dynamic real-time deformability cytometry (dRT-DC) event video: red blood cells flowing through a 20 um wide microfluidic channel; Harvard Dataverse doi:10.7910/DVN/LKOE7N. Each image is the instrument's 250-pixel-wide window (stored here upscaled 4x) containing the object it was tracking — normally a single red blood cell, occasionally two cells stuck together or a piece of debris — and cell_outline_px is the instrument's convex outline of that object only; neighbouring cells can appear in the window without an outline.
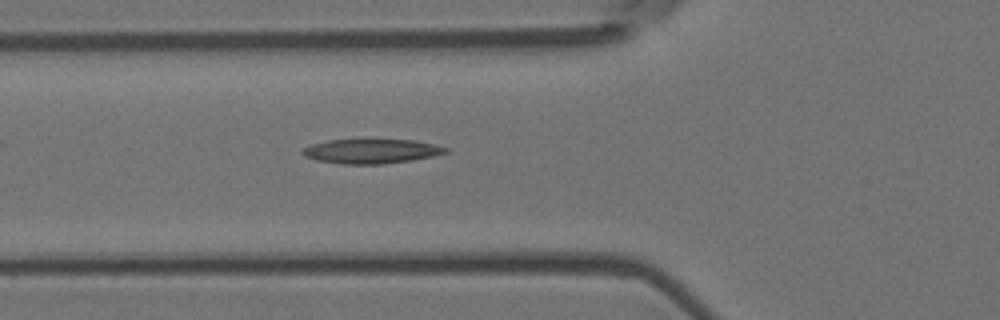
{"species": "Egyptian fruit bat (a non-hibernating species)", "species_latin": "Rousettus aegyptiacus", "temperature_condition": "room temperature", "stored_images_in_passage": 6, "camera_frame_rate_fps": 3000, "um_per_image_px": 0.085, "animal": {"sex": "female"}, "frame": {"image": 1, "passage_image": 6, "time_ms": 1.667, "image_size_px": [1000, 320], "cell_outline_px": [[448, 152], [432, 156], [412, 160], [384, 164], [340, 164], [316, 160], [304, 156], [300, 152], [304, 148], [312, 144], [328, 140], [412, 140], [436, 144], [448, 148]], "centroid_in_image_um": [31.55, 12.86], "position_along_channel_um": 94.2, "area_um2": 20.35}}